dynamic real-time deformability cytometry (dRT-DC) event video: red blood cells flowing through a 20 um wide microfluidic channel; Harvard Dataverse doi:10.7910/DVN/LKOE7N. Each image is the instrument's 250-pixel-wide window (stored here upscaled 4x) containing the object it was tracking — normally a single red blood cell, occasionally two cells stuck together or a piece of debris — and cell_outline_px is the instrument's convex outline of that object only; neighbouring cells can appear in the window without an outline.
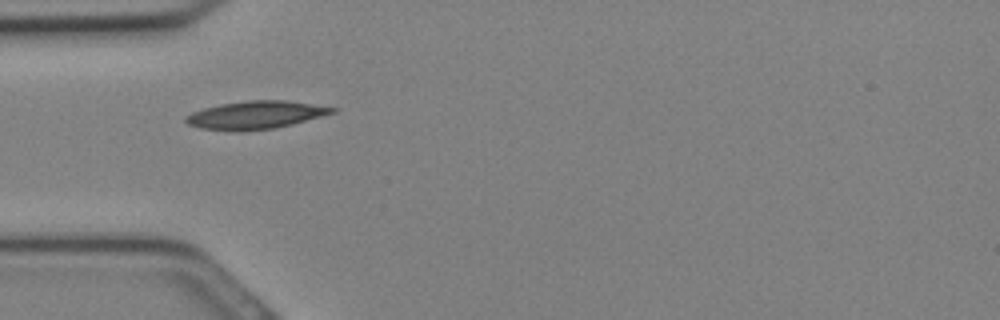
{"species": "Egyptian fruit bat (a non-hibernating species)", "species_latin": "Rousettus aegyptiacus", "temperature_condition": "cold", "stored_images_in_passage": 22, "camera_frame_rate_fps": 3000, "um_per_image_px": 0.085, "animal": {"sex": "female"}, "frame": {"image": 1, "passage_image": 1, "time_ms": 0.0, "image_size_px": [1000, 320], "cell_outline_px": [[340, 108], [336, 112], [292, 124], [276, 128], [240, 132], [236, 132], [200, 128], [188, 124], [184, 120], [184, 116], [192, 112], [204, 108], [220, 104], [248, 100], [284, 100]], "centroid_in_image_um": [21.71, 9.78], "position_along_channel_um": 63.3, "area_um2": 24.04}}
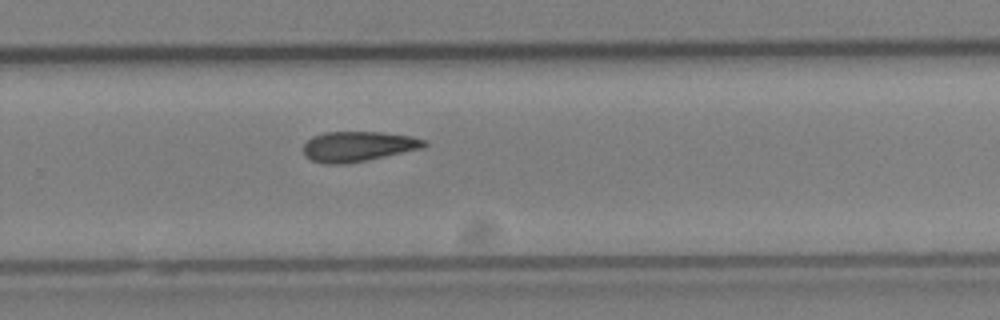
{"frame": {"image": 2, "passage_image": 12, "time_ms": 3.667, "image_size_px": [1000, 320], "cell_outline_px": [[428, 144], [424, 148], [368, 160], [344, 164], [324, 164], [312, 160], [304, 156], [304, 144], [312, 136], [324, 132], [384, 132], [412, 136], [428, 140]], "centroid_in_image_um": [30.47, 12.44], "position_along_channel_um": 299.3, "area_um2": 21.5}}
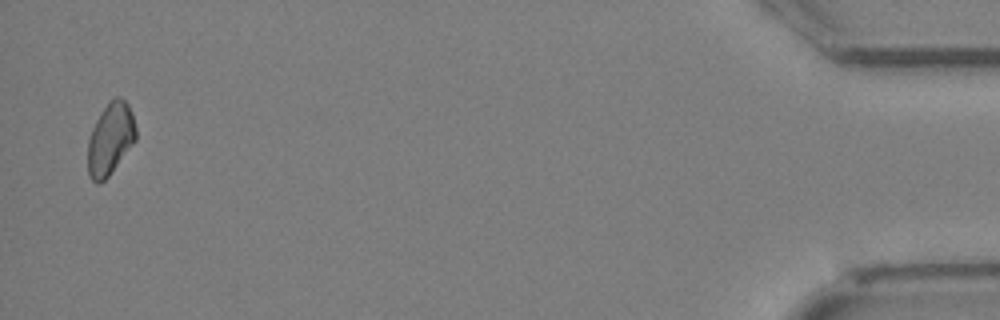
{"frame": {"image": 3, "passage_image": 22, "time_ms": 7.0, "image_size_px": [1000, 320], "cell_outline_px": [[136, 140], [108, 176], [100, 184], [96, 184], [88, 176], [88, 140], [92, 128], [96, 120], [112, 96], [120, 96], [128, 104], [132, 112], [136, 128]], "centroid_in_image_um": [9.38, 11.79], "position_along_channel_um": 425.8, "area_um2": 20.23}}